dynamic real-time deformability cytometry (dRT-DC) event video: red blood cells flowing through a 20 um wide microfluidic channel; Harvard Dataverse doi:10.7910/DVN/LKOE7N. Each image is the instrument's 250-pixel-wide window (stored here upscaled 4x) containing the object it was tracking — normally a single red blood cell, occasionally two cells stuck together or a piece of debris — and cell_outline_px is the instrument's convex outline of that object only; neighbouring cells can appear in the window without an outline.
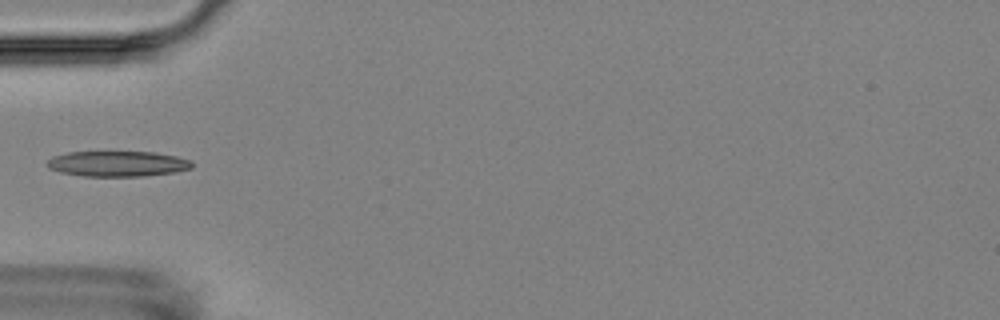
{"species": "Egyptian fruit bat (a non-hibernating species)", "species_latin": "Rousettus aegyptiacus", "temperature_condition": "room temperature", "stored_images_in_passage": 2, "camera_frame_rate_fps": 3000, "um_per_image_px": 0.085, "animal": {"sex": "female"}, "frame": {"image": 1, "passage_image": 2, "time_ms": 1.333, "image_size_px": [1000, 320], "cell_outline_px": [[192, 168], [176, 172], [144, 176], [84, 176], [60, 172], [48, 168], [44, 164], [52, 156], [68, 152], [156, 152], [176, 156], [192, 160]], "centroid_in_image_um": [9.99, 13.92], "position_along_channel_um": 75.0, "area_um2": 21.68}}